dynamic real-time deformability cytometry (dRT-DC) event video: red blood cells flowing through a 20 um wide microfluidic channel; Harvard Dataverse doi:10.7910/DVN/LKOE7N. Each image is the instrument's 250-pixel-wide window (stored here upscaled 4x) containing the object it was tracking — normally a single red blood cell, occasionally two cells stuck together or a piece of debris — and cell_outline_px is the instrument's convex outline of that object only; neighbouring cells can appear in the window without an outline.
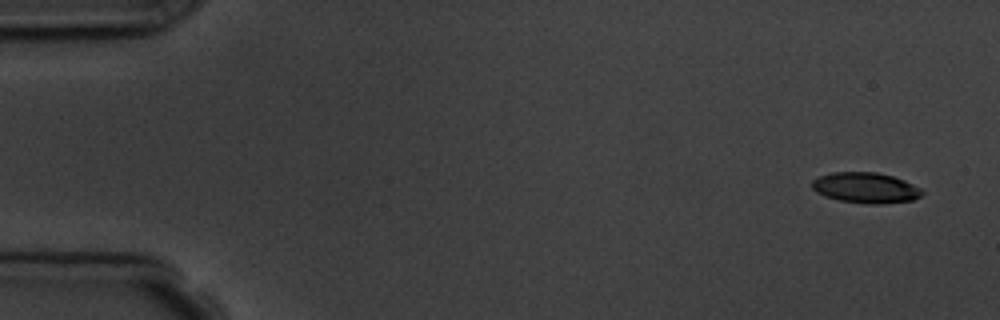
{"species": "common noctule bat (a hibernating species)", "species_latin": "Nyctalus noctula", "temperature_condition": "room temperature", "stored_images_in_passage": 6, "segment_of_instrument_passage": [1, 2], "camera_frame_rate_fps": 3000, "um_per_image_px": 0.085, "animal": {"sex": "male", "body_mass_g": 19.5, "forearm_length_mm": 54.6}, "frame": {"image": 1, "passage_image": 1, "time_ms": 0.0, "image_size_px": [1000, 320], "cell_outline_px": [[924, 192], [920, 196], [912, 200], [880, 204], [868, 204], [840, 200], [824, 196], [816, 192], [812, 188], [812, 180], [820, 176], [832, 172], [876, 172], [892, 176], [904, 180], [920, 188]], "centroid_in_image_um": [73.56, 15.96], "position_along_channel_um": 11.4, "area_um2": 19.54}}
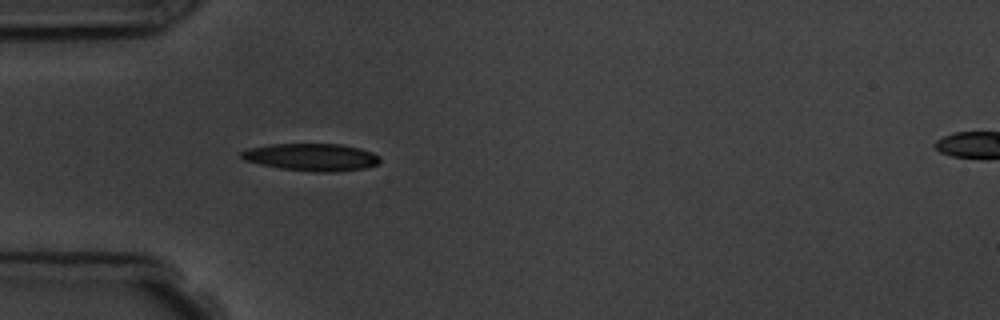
{"frame": {"image": 2, "passage_image": 5, "time_ms": 4.667, "image_size_px": [1000, 320], "cell_outline_px": [[380, 160], [376, 164], [364, 168], [336, 172], [312, 172], [280, 168], [260, 164], [244, 160], [240, 156], [240, 152], [248, 148], [272, 144], [340, 144], [360, 148], [372, 152], [380, 156]], "centroid_in_image_um": [26.47, 13.36], "position_along_channel_um": 58.5, "area_um2": 22.14}}